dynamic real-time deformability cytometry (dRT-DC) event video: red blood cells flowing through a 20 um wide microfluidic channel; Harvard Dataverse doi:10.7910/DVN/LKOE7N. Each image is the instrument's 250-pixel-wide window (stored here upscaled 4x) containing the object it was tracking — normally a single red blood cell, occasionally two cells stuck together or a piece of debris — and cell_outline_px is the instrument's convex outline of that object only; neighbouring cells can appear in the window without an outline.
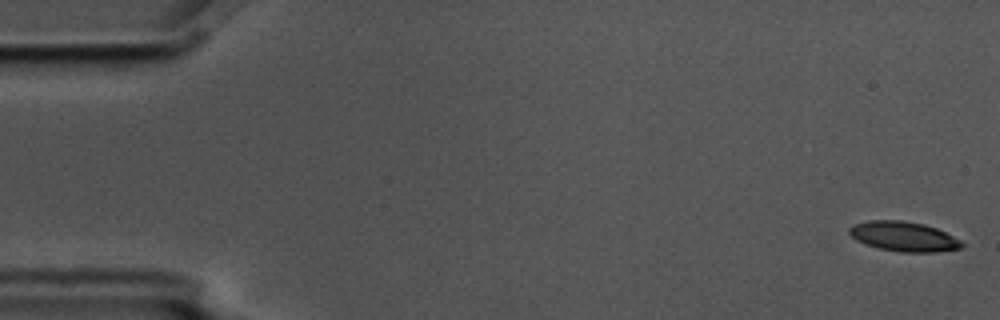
{"species": "common noctule bat (a hibernating species)", "species_latin": "Nyctalus noctula", "temperature_condition": "cold", "stored_images_in_passage": 6, "segment_of_instrument_passage": [1, 2], "camera_frame_rate_fps": 3000, "um_per_image_px": 0.085, "animal": {"sex": "male", "body_mass_g": 17.5, "forearm_length_mm": 52.3}, "frame": {"image": 1, "passage_image": 1, "time_ms": 0.0, "image_size_px": [1000, 320], "cell_outline_px": [[964, 244], [960, 248], [936, 252], [900, 252], [880, 248], [856, 240], [848, 232], [848, 228], [852, 224], [868, 220], [900, 220], [924, 224], [936, 228], [960, 240]], "centroid_in_image_um": [76.78, 20.09], "position_along_channel_um": 8.2, "area_um2": 19.36}}